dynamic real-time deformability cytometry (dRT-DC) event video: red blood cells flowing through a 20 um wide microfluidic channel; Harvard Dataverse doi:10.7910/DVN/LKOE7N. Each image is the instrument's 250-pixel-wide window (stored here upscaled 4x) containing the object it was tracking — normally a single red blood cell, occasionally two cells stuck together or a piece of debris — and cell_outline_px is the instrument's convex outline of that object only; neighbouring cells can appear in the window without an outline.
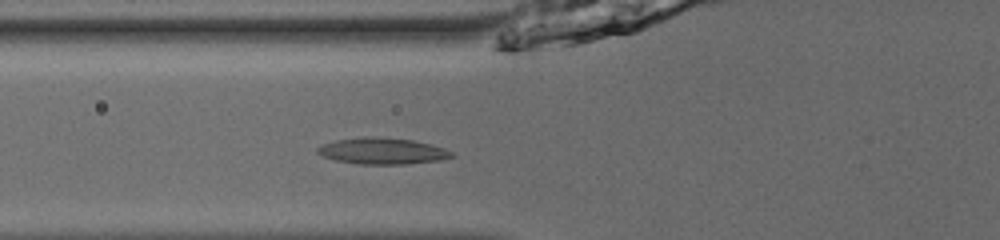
{"species": "common noctule bat (a hibernating species)", "species_latin": "Nyctalus noctula", "temperature_condition": "room temperature", "stored_images_in_passage": 34, "camera_frame_rate_fps": 3000, "um_per_image_px": 0.085, "animal": {"sex": "male", "body_mass_g": 13.0, "forearm_length_mm": 53.1}, "frame": {"image": 1, "passage_image": 3, "time_ms": 0.667, "image_size_px": [1000, 240], "cell_outline_px": [[456, 156], [440, 160], [404, 164], [360, 164], [336, 160], [324, 156], [316, 152], [316, 148], [324, 144], [336, 140], [364, 136], [368, 136], [412, 140], [444, 148], [452, 152]], "centroid_in_image_um": [32.5, 12.84], "position_along_channel_um": 93.3, "area_um2": 20.35}}
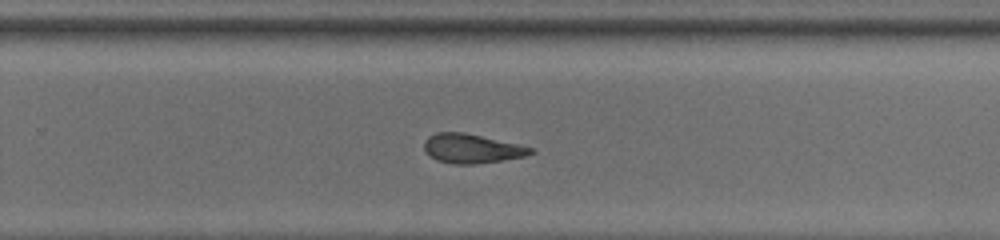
{"frame": {"image": 2, "passage_image": 18, "time_ms": 5.667, "image_size_px": [1000, 240], "cell_outline_px": [[536, 152], [524, 156], [476, 164], [452, 164], [436, 160], [424, 148], [424, 140], [428, 136], [436, 132], [464, 132], [536, 148]], "centroid_in_image_um": [40.11, 12.62], "position_along_channel_um": 289.7, "area_um2": 18.09}}
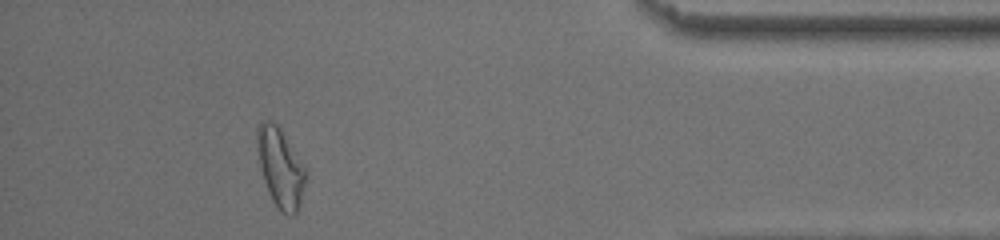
{"frame": {"image": 3, "passage_image": 30, "time_ms": 9.667, "image_size_px": [1000, 240], "cell_outline_px": [[308, 172], [300, 204], [296, 216], [288, 216], [280, 212], [276, 208], [268, 192], [264, 180], [260, 164], [256, 140], [256, 128], [264, 120], [268, 120], [276, 124], [280, 128], [308, 168]], "centroid_in_image_um": [23.88, 14.29], "position_along_channel_um": 411.3, "area_um2": 22.89}, "authors_computed_cell_mechanics": {"area_um2": 18.7561, "velocity_mm_per_s": 3.9123, "shape_relaxation_time_tau1_ms": 7.1785, "shape_relaxation_time_tau2_ms": 4.2337, "deformation_change_tau1": 0.1882, "deformation_change_tau2": 0.1339}}